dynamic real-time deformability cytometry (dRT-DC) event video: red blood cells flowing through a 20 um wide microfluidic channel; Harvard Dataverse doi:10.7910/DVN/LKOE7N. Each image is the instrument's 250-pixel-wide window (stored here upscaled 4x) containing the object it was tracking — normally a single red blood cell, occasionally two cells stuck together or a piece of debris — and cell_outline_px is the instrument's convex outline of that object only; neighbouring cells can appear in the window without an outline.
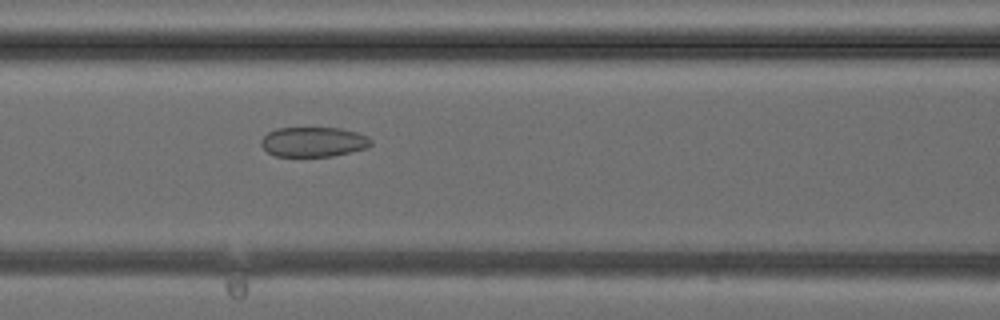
{"species": "common noctule bat (a hibernating species)", "species_latin": "Nyctalus noctula", "temperature_condition": "cold", "stored_images_in_passage": 27, "camera_frame_rate_fps": 3000, "um_per_image_px": 0.085, "animal": {"sex": "female", "body_mass_g": 24.6, "forearm_length_mm": 56.2}, "frame": {"image": 1, "passage_image": 5, "time_ms": 1.333, "image_size_px": [1000, 320], "cell_outline_px": [[372, 144], [368, 148], [332, 156], [276, 156], [268, 152], [260, 144], [260, 140], [268, 132], [276, 128], [340, 128], [356, 132], [368, 136], [372, 140]], "centroid_in_image_um": [26.66, 12.06], "position_along_channel_um": 139.9, "area_um2": 19.13}}
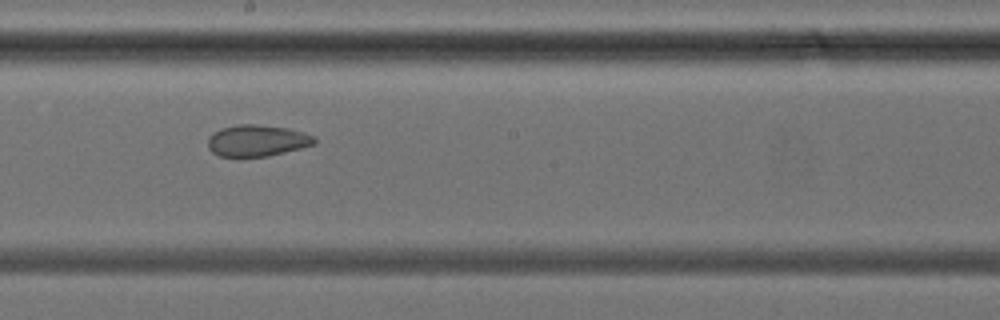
{"frame": {"image": 2, "passage_image": 10, "time_ms": 3.0, "image_size_px": [1000, 320], "cell_outline_px": [[316, 144], [268, 156], [220, 156], [212, 152], [208, 148], [208, 136], [212, 132], [220, 128], [240, 124], [256, 124], [288, 128], [304, 132], [312, 136], [316, 140]], "centroid_in_image_um": [21.83, 11.94], "position_along_channel_um": 226.4, "area_um2": 19.54}}
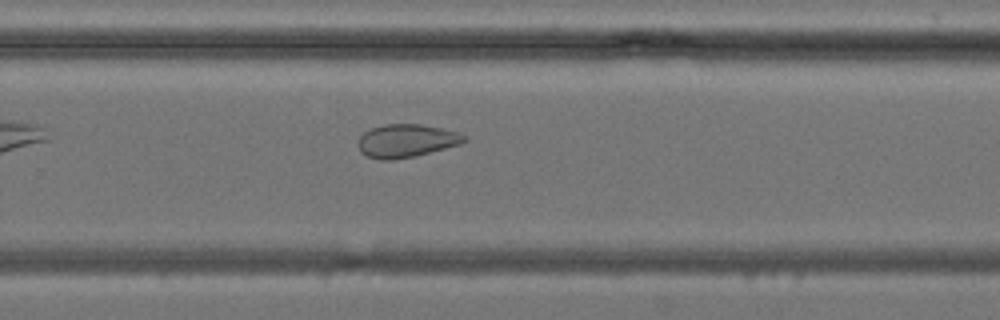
{"frame": {"image": 3, "passage_image": 14, "time_ms": 4.333, "image_size_px": [1000, 320], "cell_outline_px": [[468, 140], [460, 144], [416, 156], [392, 160], [380, 160], [368, 156], [360, 152], [356, 144], [360, 136], [364, 132], [372, 128], [384, 124], [420, 124], [460, 132]], "centroid_in_image_um": [34.52, 11.97], "position_along_channel_um": 295.3, "area_um2": 20.58}}